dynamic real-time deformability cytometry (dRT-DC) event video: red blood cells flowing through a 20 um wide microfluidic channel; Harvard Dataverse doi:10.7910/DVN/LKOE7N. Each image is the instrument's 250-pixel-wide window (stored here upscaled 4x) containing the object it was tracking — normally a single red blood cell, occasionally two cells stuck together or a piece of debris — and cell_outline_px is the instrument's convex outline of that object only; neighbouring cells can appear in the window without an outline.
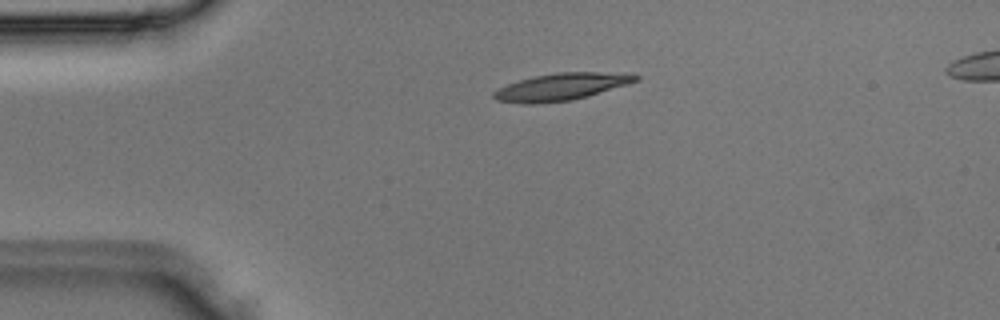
{"species": "Egyptian fruit bat (a non-hibernating species)", "species_latin": "Rousettus aegyptiacus", "temperature_condition": "room temperature", "stored_images_in_passage": 2, "camera_frame_rate_fps": 3000, "um_per_image_px": 0.085, "animal": {"sex": "male"}, "frame": {"image": 1, "passage_image": 1, "time_ms": 0.0, "image_size_px": [1000, 320], "cell_outline_px": [[640, 80], [628, 84], [588, 96], [572, 100], [536, 104], [524, 104], [496, 100], [492, 96], [492, 92], [508, 84], [520, 80], [536, 76], [556, 72], [600, 72], [640, 76]], "centroid_in_image_um": [47.67, 7.39], "position_along_channel_um": 37.3, "area_um2": 22.2}}